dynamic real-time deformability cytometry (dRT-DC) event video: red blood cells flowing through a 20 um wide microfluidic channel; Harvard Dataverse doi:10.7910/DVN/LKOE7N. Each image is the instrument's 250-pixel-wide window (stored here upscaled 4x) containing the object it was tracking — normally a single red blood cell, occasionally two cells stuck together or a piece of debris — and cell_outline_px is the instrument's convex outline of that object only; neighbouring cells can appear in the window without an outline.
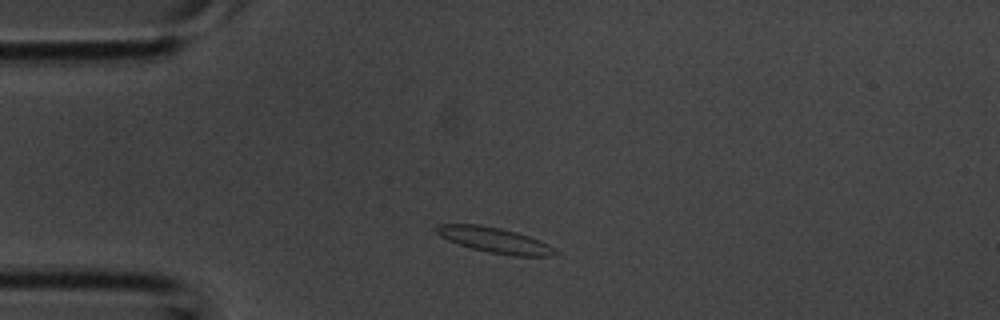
{"species": "common noctule bat (a hibernating species)", "species_latin": "Nyctalus noctula", "temperature_condition": "room temperature", "stored_images_in_passage": 1, "camera_frame_rate_fps": 3000, "um_per_image_px": 0.085, "animal": {"sex": "male", "body_mass_g": 20.1, "forearm_length_mm": 53.5}, "frame": {"image": 1, "passage_image": 1, "time_ms": 0.0, "image_size_px": [1000, 320], "cell_outline_px": [[560, 252], [556, 256], [516, 256], [488, 252], [472, 248], [448, 240], [440, 236], [436, 232], [436, 224], [480, 224], [500, 228], [516, 232], [540, 240], [548, 244]], "centroid_in_image_um": [42.09, 20.41], "position_along_channel_um": 42.9, "area_um2": 17.57}}